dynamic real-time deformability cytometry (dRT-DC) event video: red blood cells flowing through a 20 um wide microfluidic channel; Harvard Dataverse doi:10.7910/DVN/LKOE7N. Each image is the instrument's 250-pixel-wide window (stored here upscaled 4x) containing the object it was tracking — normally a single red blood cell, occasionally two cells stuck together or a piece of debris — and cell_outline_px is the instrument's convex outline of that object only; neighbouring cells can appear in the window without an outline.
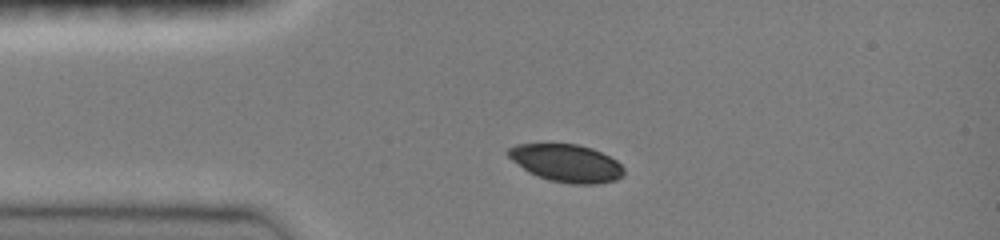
{"species": "common noctule bat (a hibernating species)", "species_latin": "Nyctalus noctula", "temperature_condition": "room temperature", "stored_images_in_passage": 3, "camera_frame_rate_fps": 3000, "um_per_image_px": 0.085, "animal": {"sex": "female", "body_mass_g": 19.0, "forearm_length_mm": 51.5}, "frame": {"image": 1, "passage_image": 1, "time_ms": 0.0, "image_size_px": [1000, 240], "cell_outline_px": [[624, 176], [616, 180], [596, 184], [572, 184], [548, 180], [536, 176], [528, 172], [512, 160], [504, 152], [508, 148], [516, 144], [576, 144], [592, 148], [616, 160], [624, 168]], "centroid_in_image_um": [48.13, 13.87], "position_along_channel_um": 36.9, "area_um2": 25.49}}